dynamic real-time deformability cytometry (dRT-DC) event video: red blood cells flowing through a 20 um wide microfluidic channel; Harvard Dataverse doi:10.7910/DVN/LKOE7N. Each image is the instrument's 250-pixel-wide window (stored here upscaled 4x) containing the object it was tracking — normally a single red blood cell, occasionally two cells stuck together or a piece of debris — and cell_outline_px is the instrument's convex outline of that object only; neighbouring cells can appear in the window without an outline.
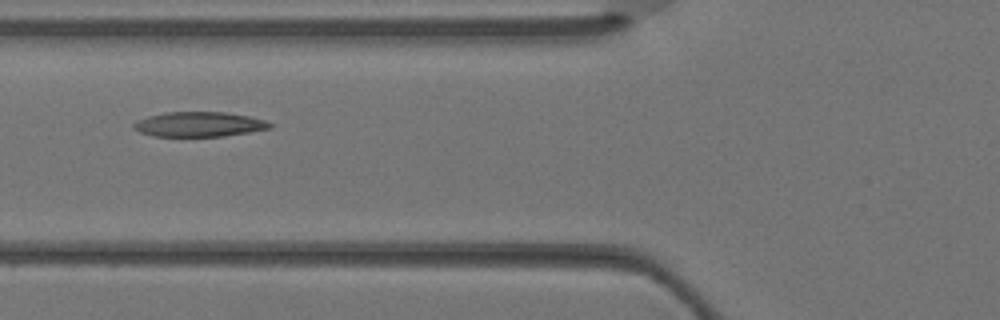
{"species": "Egyptian fruit bat (a non-hibernating species)", "species_latin": "Rousettus aegyptiacus", "temperature_condition": "warm", "stored_images_in_passage": 5, "camera_frame_rate_fps": 3000, "um_per_image_px": 0.085, "animal": {"sex": "female"}, "frame": {"image": 1, "passage_image": 5, "time_ms": 1.333, "image_size_px": [1000, 320], "cell_outline_px": [[276, 124], [272, 128], [224, 136], [152, 136], [140, 132], [132, 128], [132, 124], [136, 120], [148, 116], [164, 112], [224, 112], [248, 116], [264, 120]], "centroid_in_image_um": [16.91, 10.56], "position_along_channel_um": 108.9, "area_um2": 19.83}}